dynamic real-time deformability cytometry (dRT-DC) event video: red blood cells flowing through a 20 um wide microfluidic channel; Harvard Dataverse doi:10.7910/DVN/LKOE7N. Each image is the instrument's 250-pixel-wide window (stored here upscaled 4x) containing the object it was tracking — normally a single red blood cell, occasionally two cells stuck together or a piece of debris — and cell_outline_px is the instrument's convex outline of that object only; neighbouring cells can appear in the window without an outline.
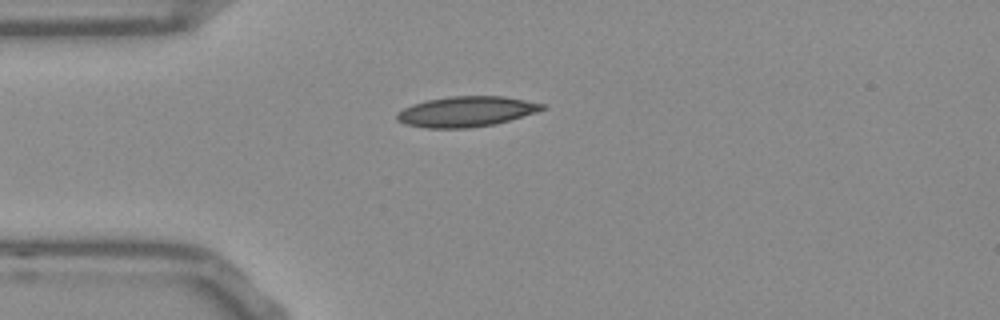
{"species": "Egyptian fruit bat (a non-hibernating species)", "species_latin": "Rousettus aegyptiacus", "temperature_condition": "room temperature", "stored_images_in_passage": 38, "camera_frame_rate_fps": 3000, "um_per_image_px": 0.085, "frame": {"image": 1, "passage_image": 2, "time_ms": 0.333, "image_size_px": [1000, 320], "cell_outline_px": [[548, 108], [536, 112], [496, 124], [468, 128], [428, 128], [408, 124], [400, 120], [396, 116], [404, 108], [412, 104], [428, 100], [448, 96], [504, 96], [544, 104]], "centroid_in_image_um": [39.68, 9.48], "position_along_channel_um": 45.3, "area_um2": 25.43}}
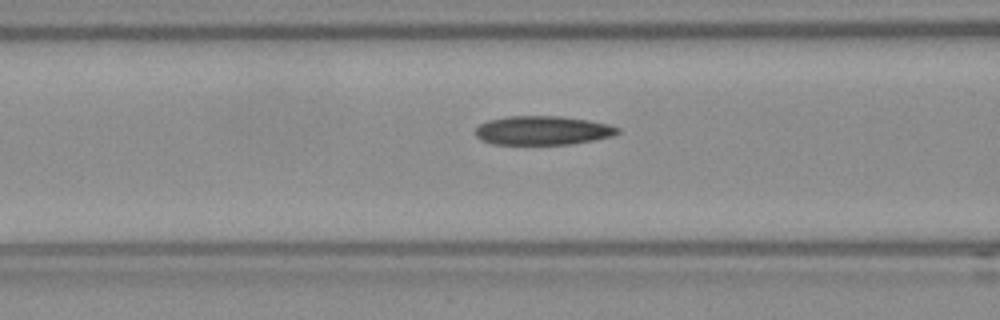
{"frame": {"image": 2, "passage_image": 9, "time_ms": 2.667, "image_size_px": [1000, 320], "cell_outline_px": [[620, 132], [612, 136], [592, 140], [568, 144], [496, 144], [484, 140], [476, 136], [476, 128], [480, 124], [488, 120], [508, 116], [564, 116], [588, 120], [608, 124], [620, 128]], "centroid_in_image_um": [46.15, 11.07], "position_along_channel_um": 120.5, "area_um2": 23.81}}
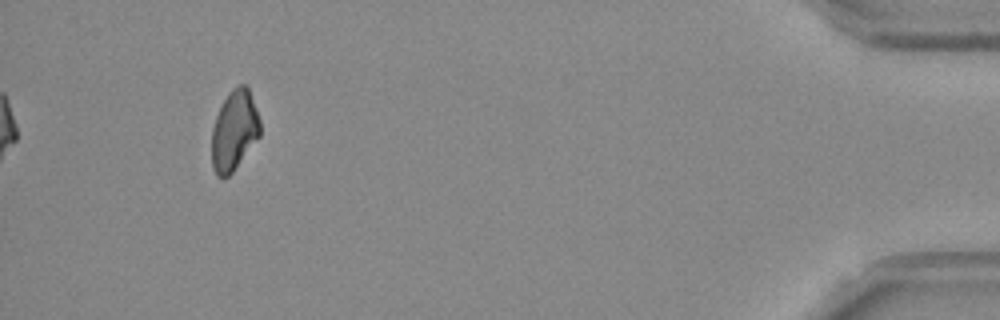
{"frame": {"image": 3, "passage_image": 38, "time_ms": 12.333, "image_size_px": [1000, 320], "cell_outline_px": [[260, 136], [232, 172], [228, 176], [216, 176], [212, 168], [212, 128], [216, 116], [228, 92], [232, 88], [240, 84], [244, 84], [248, 88], [256, 108], [260, 120]], "centroid_in_image_um": [19.91, 11.09], "position_along_channel_um": 415.3, "area_um2": 22.43}, "authors_computed_cell_mechanics": {"area_um2": 23.9292, "velocity_mm_per_s": 3.8099, "shape_relaxation_time_tau1_ms": 10.7009, "shape_relaxation_time_tau2_ms": null, "deformation_change_tau1": 0.1973, "deformation_change_tau2": null}}